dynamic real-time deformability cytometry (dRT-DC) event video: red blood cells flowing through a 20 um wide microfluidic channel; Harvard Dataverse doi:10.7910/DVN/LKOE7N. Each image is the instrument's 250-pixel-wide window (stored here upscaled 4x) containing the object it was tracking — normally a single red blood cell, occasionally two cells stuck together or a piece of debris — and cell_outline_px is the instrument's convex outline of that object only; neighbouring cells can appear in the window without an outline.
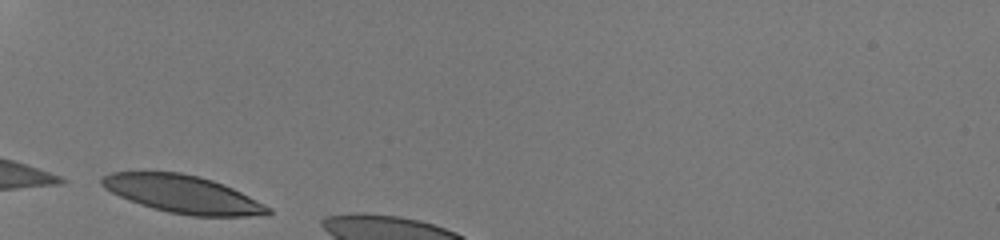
{"species": "human", "species_latin": "Homo sapiens", "temperature_condition": "room temperature", "stored_images_in_passage": 8, "camera_frame_rate_fps": 3000, "um_per_image_px": 0.085, "donor": {"sex": "male"}, "frame": {"image": 1, "passage_image": 1, "time_ms": 0.0, "image_size_px": [1000, 240], "cell_outline_px": [[272, 212], [268, 216], [192, 216], [168, 212], [152, 208], [140, 204], [120, 196], [104, 188], [100, 184], [100, 180], [104, 176], [112, 172], [180, 172], [200, 176], [212, 180], [232, 188], [272, 208]], "centroid_in_image_um": [15.56, 16.51], "position_along_channel_um": 69.4, "area_um2": 36.41}}